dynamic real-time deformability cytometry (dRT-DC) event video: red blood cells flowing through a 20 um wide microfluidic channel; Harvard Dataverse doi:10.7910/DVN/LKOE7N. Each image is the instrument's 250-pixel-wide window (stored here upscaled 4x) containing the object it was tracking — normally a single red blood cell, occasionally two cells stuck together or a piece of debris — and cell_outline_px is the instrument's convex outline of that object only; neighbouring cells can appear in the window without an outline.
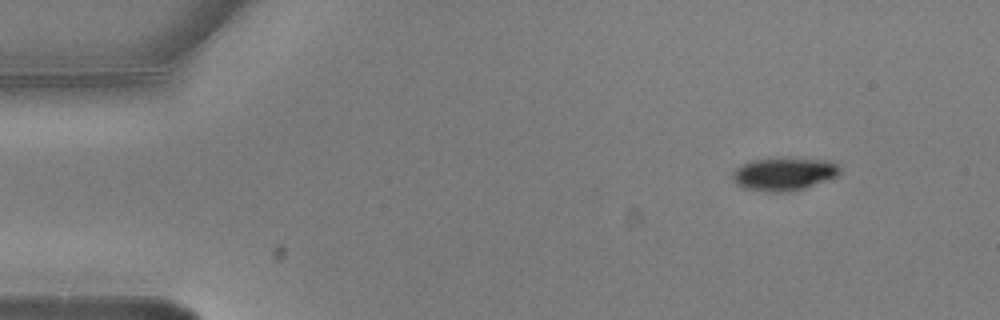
{"species": "common noctule bat (a hibernating species)", "species_latin": "Nyctalus noctula", "temperature_condition": "warm", "stored_images_in_passage": 3, "camera_frame_rate_fps": 3000, "um_per_image_px": 0.085, "animal": {"sex": "male", "body_mass_g": 20.5, "forearm_length_mm": 52.5}, "frame": {"image": 1, "passage_image": 1, "time_ms": 0.0, "image_size_px": [1000, 320], "cell_outline_px": [[840, 176], [804, 188], [788, 192], [772, 192], [744, 188], [736, 184], [732, 180], [732, 172], [740, 164], [752, 160], [832, 160], [840, 164]], "centroid_in_image_um": [66.66, 14.82], "position_along_channel_um": 18.3, "area_um2": 20.35}}
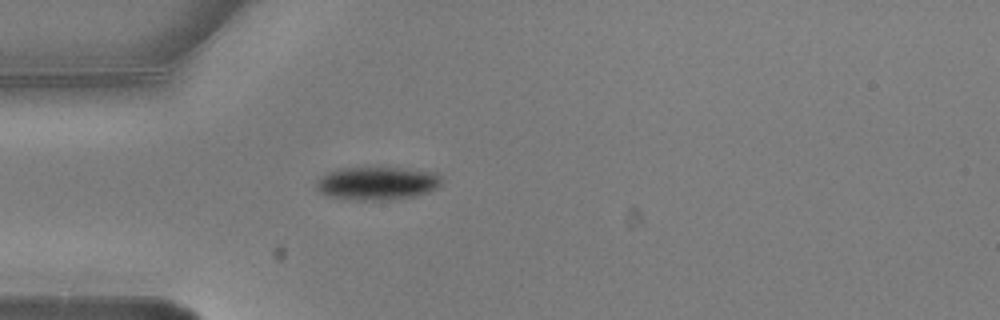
{"frame": {"image": 2, "passage_image": 3, "time_ms": 0.667, "image_size_px": [1000, 320], "cell_outline_px": [[440, 184], [436, 188], [428, 192], [416, 196], [392, 200], [356, 200], [328, 196], [320, 192], [316, 188], [316, 180], [320, 176], [336, 168], [376, 164], [436, 172], [440, 176]], "centroid_in_image_um": [32.02, 15.52], "position_along_channel_um": 53.0, "area_um2": 25.43}}